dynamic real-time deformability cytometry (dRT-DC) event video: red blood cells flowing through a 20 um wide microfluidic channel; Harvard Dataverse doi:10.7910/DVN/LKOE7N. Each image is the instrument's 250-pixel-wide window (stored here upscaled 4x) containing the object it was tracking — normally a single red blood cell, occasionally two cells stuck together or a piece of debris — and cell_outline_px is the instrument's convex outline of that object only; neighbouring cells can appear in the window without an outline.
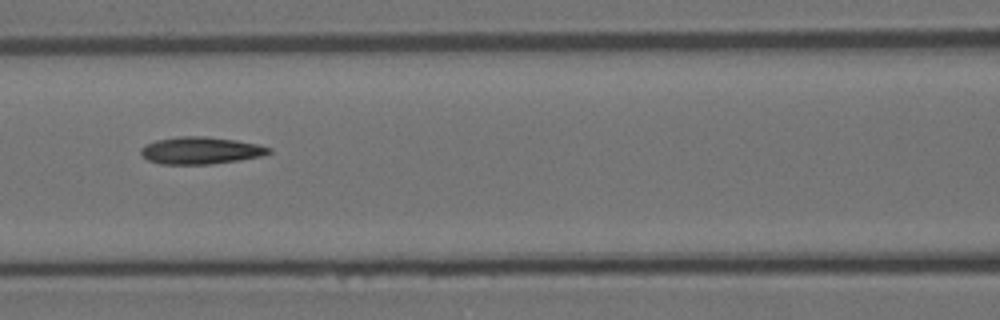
{"species": "Egyptian fruit bat (a non-hibernating species)", "species_latin": "Rousettus aegyptiacus", "temperature_condition": "room temperature", "stored_images_in_passage": 16, "camera_frame_rate_fps": 3000, "um_per_image_px": 0.085, "animal": {"sex": "female"}, "frame": {"image": 1, "passage_image": 7, "time_ms": 2.0, "image_size_px": [1000, 320], "cell_outline_px": [[272, 152], [260, 156], [240, 160], [208, 164], [160, 164], [148, 160], [140, 152], [140, 148], [144, 144], [156, 140], [180, 136], [204, 136], [236, 140], [256, 144], [272, 148]], "centroid_in_image_um": [17.03, 12.79], "position_along_channel_um": 149.6, "area_um2": 20.23}}
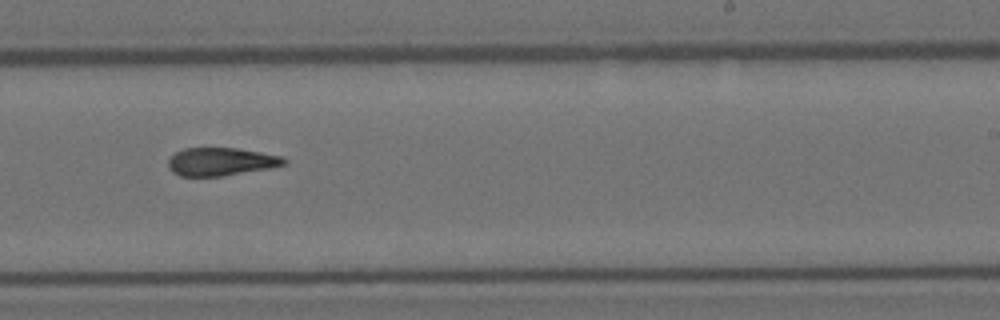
{"frame": {"image": 2, "passage_image": 10, "time_ms": 3.0, "image_size_px": [1000, 320], "cell_outline_px": [[288, 164], [272, 168], [220, 176], [180, 176], [172, 172], [168, 168], [168, 160], [176, 152], [184, 148], [236, 148], [284, 156], [288, 160]], "centroid_in_image_um": [18.82, 13.74], "position_along_channel_um": 270.2, "area_um2": 19.07}}
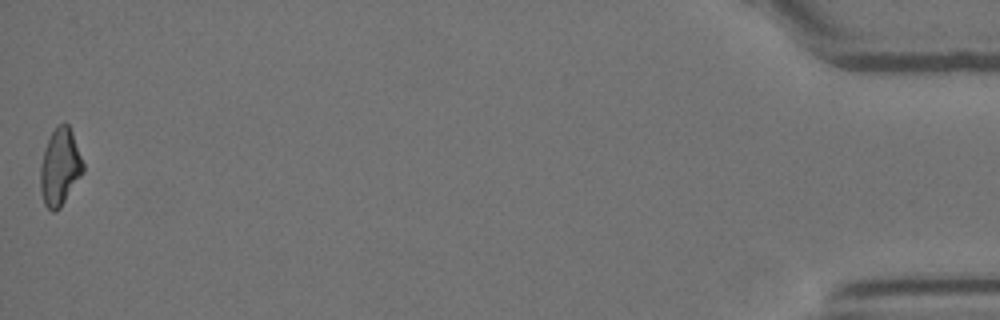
{"frame": {"image": 3, "passage_image": 16, "time_ms": 5.0, "image_size_px": [1000, 320], "cell_outline_px": [[84, 172], [60, 208], [56, 212], [52, 212], [44, 204], [40, 192], [40, 168], [44, 148], [52, 132], [60, 124], [68, 124], [72, 132], [84, 164]], "centroid_in_image_um": [5.09, 14.25], "position_along_channel_um": 430.1, "area_um2": 19.13}}